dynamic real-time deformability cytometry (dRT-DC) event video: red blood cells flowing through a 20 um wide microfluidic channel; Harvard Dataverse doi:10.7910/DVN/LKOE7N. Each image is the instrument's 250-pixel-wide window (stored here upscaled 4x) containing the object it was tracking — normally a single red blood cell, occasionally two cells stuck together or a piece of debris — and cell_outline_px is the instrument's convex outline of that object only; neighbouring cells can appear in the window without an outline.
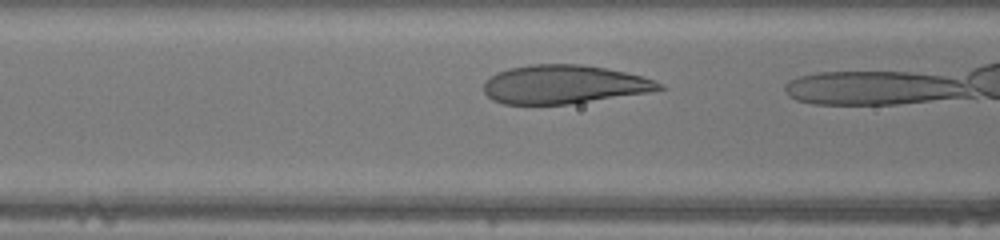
{"species": "human", "species_latin": "Homo sapiens", "temperature_condition": "warm", "stored_images_in_passage": 9, "camera_frame_rate_fps": 3000, "um_per_image_px": 0.085, "donor": {"sex": "male"}, "frame": {"image": 1, "passage_image": 4, "time_ms": 1.0, "image_size_px": [1000, 240], "cell_outline_px": [[664, 88], [648, 92], [568, 104], [504, 104], [492, 100], [484, 92], [484, 84], [496, 72], [508, 68], [532, 64], [580, 64], [604, 68], [624, 72], [640, 76], [664, 84]], "centroid_in_image_um": [47.89, 7.17], "position_along_channel_um": 118.7, "area_um2": 39.07}}